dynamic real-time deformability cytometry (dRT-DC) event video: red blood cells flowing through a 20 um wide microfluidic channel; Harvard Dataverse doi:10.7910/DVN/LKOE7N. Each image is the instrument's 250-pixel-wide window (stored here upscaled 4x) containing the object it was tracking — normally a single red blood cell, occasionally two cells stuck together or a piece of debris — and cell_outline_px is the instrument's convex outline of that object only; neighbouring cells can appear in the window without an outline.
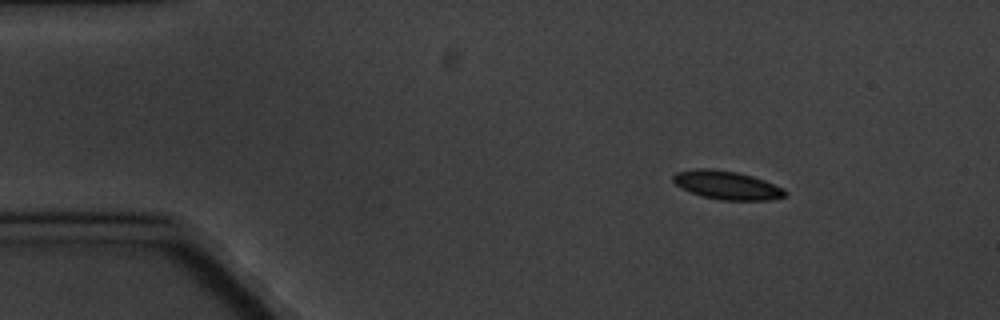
{"species": "common noctule bat (a hibernating species)", "species_latin": "Nyctalus noctula", "temperature_condition": "cold", "stored_images_in_passage": 8, "camera_frame_rate_fps": 3000, "um_per_image_px": 0.085, "animal": {"sex": "male", "body_mass_g": 20.1, "forearm_length_mm": 53.5}, "frame": {"image": 1, "passage_image": 1, "time_ms": 0.0, "image_size_px": [1000, 320], "cell_outline_px": [[788, 192], [784, 196], [768, 200], [720, 200], [704, 196], [692, 192], [676, 184], [672, 180], [672, 176], [676, 172], [696, 168], [712, 168], [736, 172], [752, 176], [764, 180], [784, 188]], "centroid_in_image_um": [61.8, 15.72], "position_along_channel_um": 23.2, "area_um2": 18.44}}
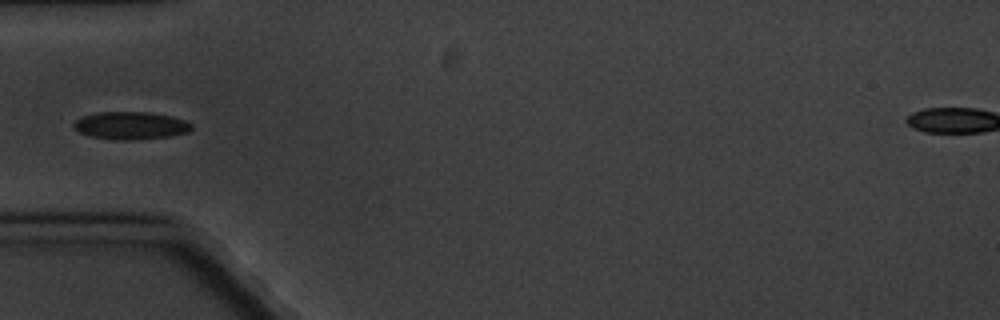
{"frame": {"image": 2, "passage_image": 4, "time_ms": 3.667, "image_size_px": [1000, 320], "cell_outline_px": [[192, 128], [188, 132], [172, 136], [132, 140], [116, 140], [92, 136], [80, 132], [72, 124], [76, 120], [84, 116], [96, 112], [148, 112], [172, 116], [184, 120], [192, 124]], "centroid_in_image_um": [11.14, 10.67], "position_along_channel_um": 73.9, "area_um2": 18.9}}